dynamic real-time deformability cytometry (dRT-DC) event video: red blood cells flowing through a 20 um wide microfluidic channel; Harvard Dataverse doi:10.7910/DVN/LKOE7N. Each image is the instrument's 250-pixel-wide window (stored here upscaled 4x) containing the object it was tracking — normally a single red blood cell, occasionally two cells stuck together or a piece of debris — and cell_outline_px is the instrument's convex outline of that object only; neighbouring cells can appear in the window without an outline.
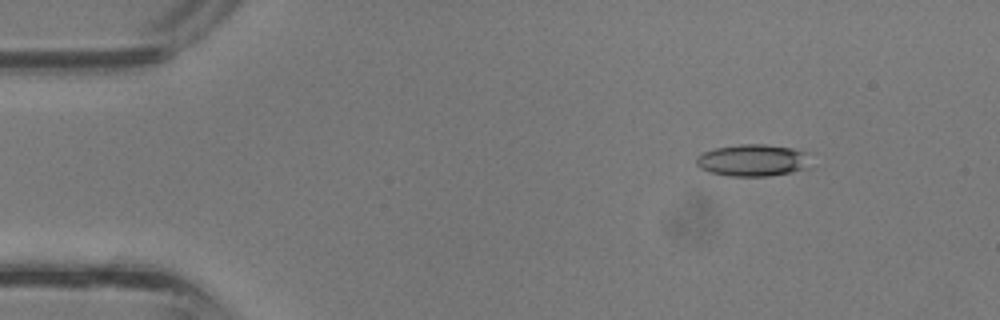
{"species": "common noctule bat (a hibernating species)", "species_latin": "Nyctalus noctula", "temperature_condition": "room temperature", "stored_images_in_passage": 38, "camera_frame_rate_fps": 3000, "um_per_image_px": 0.085, "animal": {"sex": "male", "body_mass_g": 13.3}, "frame": {"image": 1, "passage_image": 5, "time_ms": 1.333, "image_size_px": [1000, 320], "cell_outline_px": [[816, 168], [768, 176], [728, 176], [708, 172], [700, 168], [696, 164], [696, 156], [704, 152], [716, 148], [740, 144], [764, 144], [792, 148], [808, 152]], "centroid_in_image_um": [64.1, 13.64], "position_along_channel_um": 20.9, "area_um2": 21.96}}
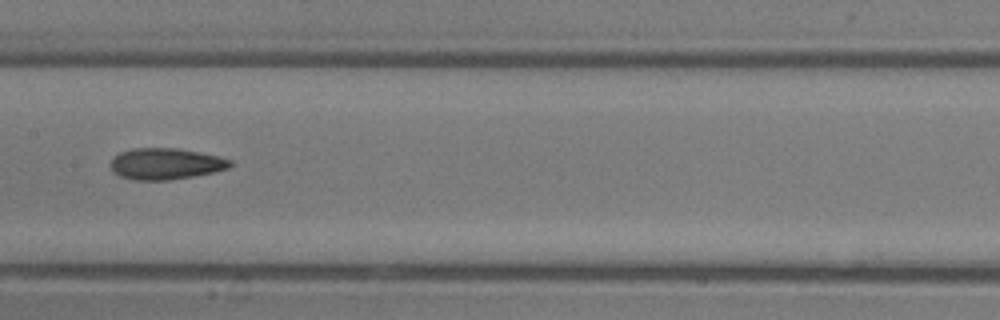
{"frame": {"image": 2, "passage_image": 19, "time_ms": 6.0, "image_size_px": [1000, 320], "cell_outline_px": [[232, 164], [228, 168], [212, 172], [192, 176], [168, 180], [132, 180], [120, 176], [112, 172], [112, 160], [120, 152], [132, 148], [176, 148], [216, 156], [232, 160]], "centroid_in_image_um": [14.05, 13.93], "position_along_channel_um": 193.4, "area_um2": 21.5}}
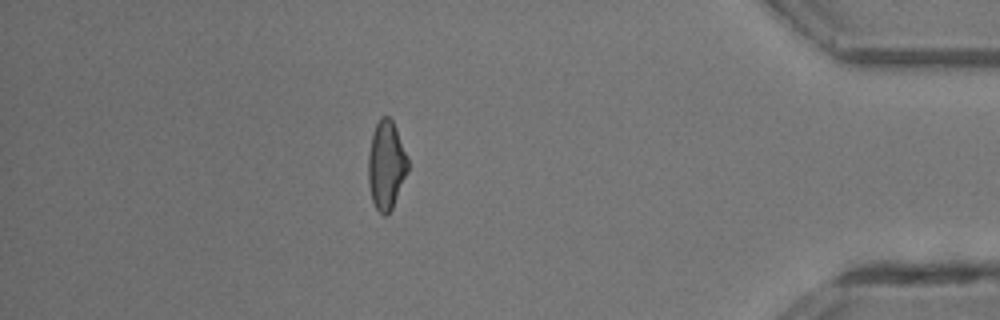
{"frame": {"image": 3, "passage_image": 33, "time_ms": 10.667, "image_size_px": [1000, 320], "cell_outline_px": [[408, 168], [392, 208], [388, 216], [384, 216], [376, 208], [372, 200], [368, 184], [368, 152], [372, 132], [380, 116], [388, 116], [392, 120], [408, 160]], "centroid_in_image_um": [32.79, 14.03], "position_along_channel_um": 402.4, "area_um2": 20.23}}